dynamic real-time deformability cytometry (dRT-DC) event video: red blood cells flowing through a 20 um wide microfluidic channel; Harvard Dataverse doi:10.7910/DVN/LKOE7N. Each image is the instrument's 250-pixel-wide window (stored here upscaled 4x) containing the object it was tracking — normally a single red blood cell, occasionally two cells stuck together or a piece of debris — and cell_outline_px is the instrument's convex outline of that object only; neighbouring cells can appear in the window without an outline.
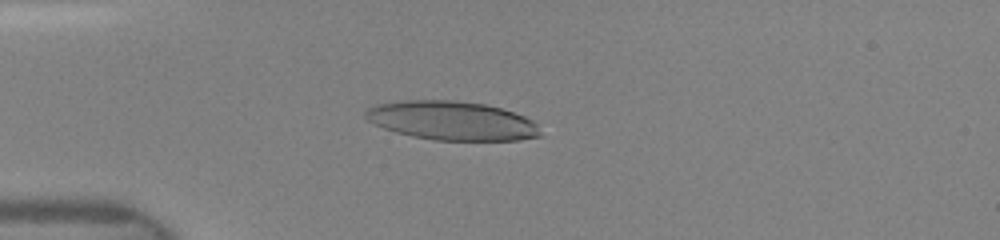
{"species": "human", "species_latin": "Homo sapiens", "temperature_condition": "room temperature", "stored_images_in_passage": 10, "camera_frame_rate_fps": 3000, "um_per_image_px": 0.085, "donor": {"sex": "female"}, "frame": {"image": 1, "passage_image": 6, "time_ms": 3.667, "image_size_px": [1000, 240], "cell_outline_px": [[540, 136], [520, 140], [432, 140], [412, 136], [396, 132], [384, 128], [368, 120], [364, 116], [364, 112], [368, 108], [376, 104], [400, 100], [456, 100], [484, 104], [500, 108], [524, 116], [532, 120], [536, 124], [540, 132]], "centroid_in_image_um": [38.38, 10.25], "position_along_channel_um": 46.6, "area_um2": 39.59}}
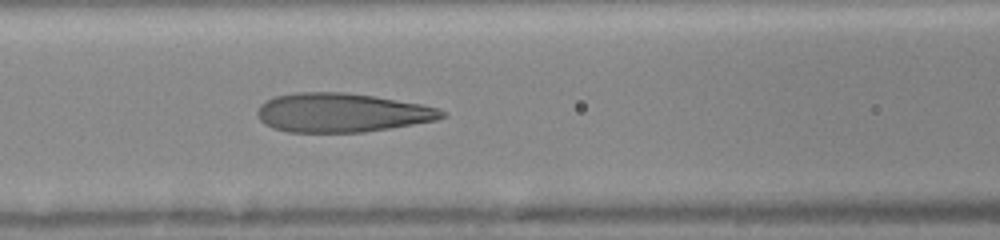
{"frame": {"image": 2, "passage_image": 10, "time_ms": 6.333, "image_size_px": [1000, 240], "cell_outline_px": [[448, 116], [436, 120], [364, 132], [288, 132], [272, 128], [264, 124], [256, 116], [256, 112], [260, 104], [276, 96], [296, 92], [344, 92], [372, 96], [420, 104], [436, 108], [448, 112]], "centroid_in_image_um": [29.01, 9.58], "position_along_channel_um": 137.6, "area_um2": 41.85}}